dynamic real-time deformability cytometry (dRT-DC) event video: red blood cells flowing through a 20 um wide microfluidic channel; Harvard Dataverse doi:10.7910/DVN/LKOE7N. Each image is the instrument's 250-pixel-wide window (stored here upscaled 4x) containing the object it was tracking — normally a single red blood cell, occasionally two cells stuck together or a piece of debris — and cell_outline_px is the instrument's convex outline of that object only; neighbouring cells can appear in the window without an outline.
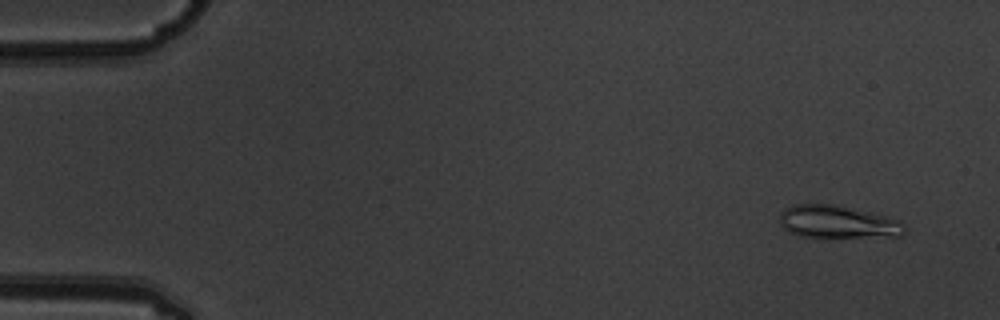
{"species": "common noctule bat (a hibernating species)", "species_latin": "Nyctalus noctula", "temperature_condition": "warm", "stored_images_in_passage": 6, "camera_frame_rate_fps": 3000, "um_per_image_px": 0.085, "animal": {"sex": "male", "body_mass_g": 19.5, "forearm_length_mm": 54.6}, "frame": {"image": 1, "passage_image": 1, "time_ms": 0.0, "image_size_px": [1000, 320], "cell_outline_px": [[908, 228], [904, 236], [800, 236], [784, 228], [780, 220], [780, 212], [784, 208], [792, 204], [832, 204], [868, 212], [900, 220]], "centroid_in_image_um": [71.23, 18.85], "position_along_channel_um": 13.8, "area_um2": 23.41}}